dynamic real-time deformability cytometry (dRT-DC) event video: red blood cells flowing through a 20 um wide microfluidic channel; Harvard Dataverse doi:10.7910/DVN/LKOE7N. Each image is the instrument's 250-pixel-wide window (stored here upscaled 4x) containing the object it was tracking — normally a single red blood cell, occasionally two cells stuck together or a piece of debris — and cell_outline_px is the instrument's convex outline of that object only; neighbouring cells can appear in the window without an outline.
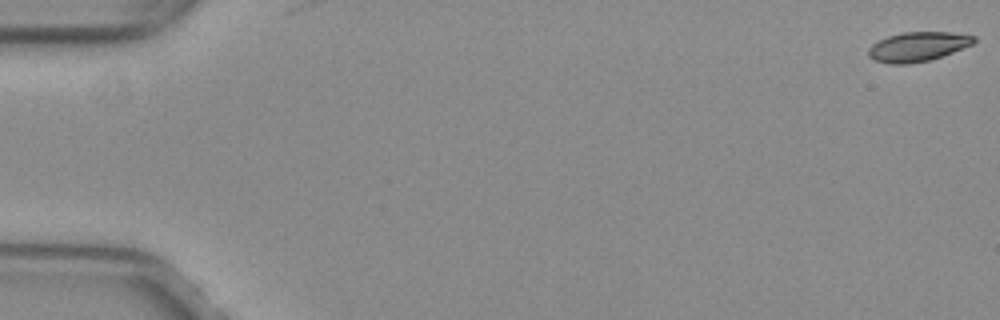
{"species": "common noctule bat (a hibernating species)", "species_latin": "Nyctalus noctula", "temperature_condition": "warm", "stored_images_in_passage": 8, "camera_frame_rate_fps": 3000, "um_per_image_px": 0.085, "animal": {"sex": "female", "body_mass_g": 29.2, "forearm_length_mm": 56.3}, "frame": {"image": 1, "passage_image": 1, "time_ms": 0.0, "image_size_px": [1000, 320], "cell_outline_px": [[976, 40], [972, 44], [952, 52], [928, 60], [908, 64], [888, 64], [876, 60], [868, 56], [868, 48], [872, 44], [888, 36], [904, 32], [948, 32], [976, 36]], "centroid_in_image_um": [77.99, 3.96], "position_along_channel_um": 7.0, "area_um2": 17.86}}